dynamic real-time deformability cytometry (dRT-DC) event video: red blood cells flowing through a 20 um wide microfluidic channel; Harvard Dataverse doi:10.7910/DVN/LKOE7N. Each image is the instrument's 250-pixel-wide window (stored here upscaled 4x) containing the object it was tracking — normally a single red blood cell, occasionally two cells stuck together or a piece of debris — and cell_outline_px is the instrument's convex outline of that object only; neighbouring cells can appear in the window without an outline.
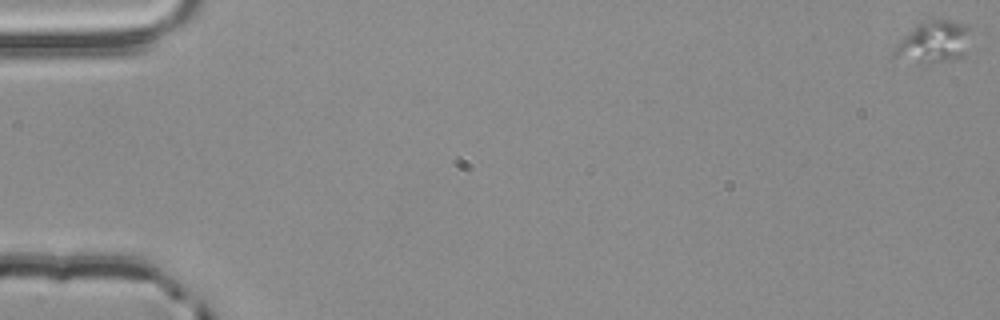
{"species": "common noctule bat (a hibernating species)", "species_latin": "Nyctalus noctula", "temperature_condition": "room temperature", "stored_images_in_passage": 4, "camera_frame_rate_fps": 3000, "um_per_image_px": 0.085, "animal": {"sex": "male", "body_mass_g": 20.4}, "frame": {"image": 1, "passage_image": 1, "time_ms": 0.0, "image_size_px": [1000, 320], "cell_outline_px": [[972, 28], [968, 56], [924, 64], [920, 64], [888, 56], [892, 48], [916, 24], [924, 20], [948, 20], [964, 24]], "centroid_in_image_um": [79.37, 3.59], "position_along_channel_um": 5.6, "area_um2": 19.48}}
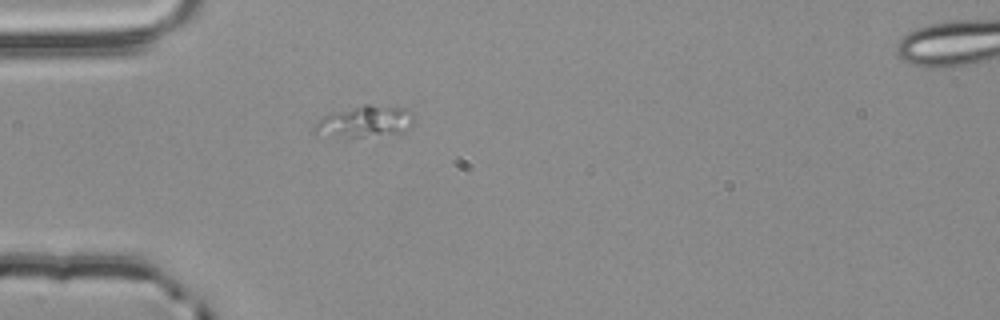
{"frame": {"image": 2, "passage_image": 4, "time_ms": 1.0, "image_size_px": [1000, 320], "cell_outline_px": [[412, 124], [404, 132], [360, 136], [316, 136], [312, 132], [316, 124], [324, 116], [336, 112], [364, 104], [372, 104], [404, 108], [412, 112]], "centroid_in_image_um": [31.0, 10.32], "position_along_channel_um": 54.0, "area_um2": 17.86}}